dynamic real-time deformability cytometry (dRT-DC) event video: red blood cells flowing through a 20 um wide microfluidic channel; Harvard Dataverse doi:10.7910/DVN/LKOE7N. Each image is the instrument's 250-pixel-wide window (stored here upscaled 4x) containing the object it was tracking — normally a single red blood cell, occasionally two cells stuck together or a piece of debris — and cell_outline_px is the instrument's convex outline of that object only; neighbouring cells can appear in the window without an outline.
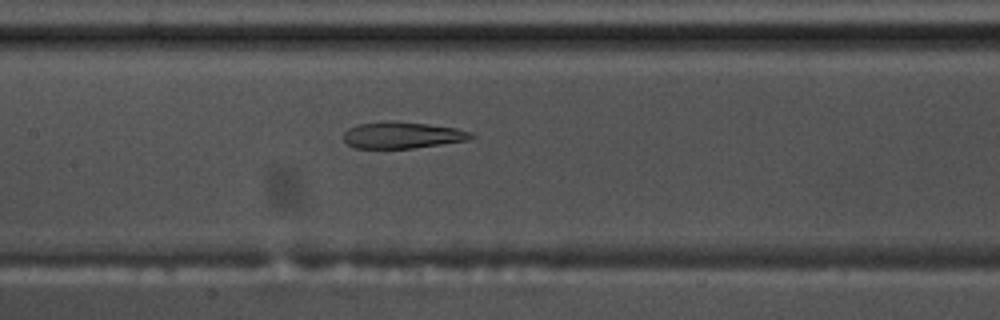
{"species": "common noctule bat (a hibernating species)", "species_latin": "Nyctalus noctula", "temperature_condition": "warm", "stored_images_in_passage": 49, "segment_of_instrument_passage": [1, 2], "camera_frame_rate_fps": 3000, "um_per_image_px": 0.085, "animal": {"sex": "male", "body_mass_g": 17.5, "forearm_length_mm": 52.3}, "frame": {"image": 1, "passage_image": 19, "time_ms": 6.0, "image_size_px": [1000, 320], "cell_outline_px": [[476, 136], [468, 140], [412, 148], [352, 148], [344, 140], [344, 132], [348, 128], [360, 124], [388, 120], [392, 120], [428, 124], [456, 128], [468, 132]], "centroid_in_image_um": [34.16, 11.48], "position_along_channel_um": 173.2, "area_um2": 19.65}}
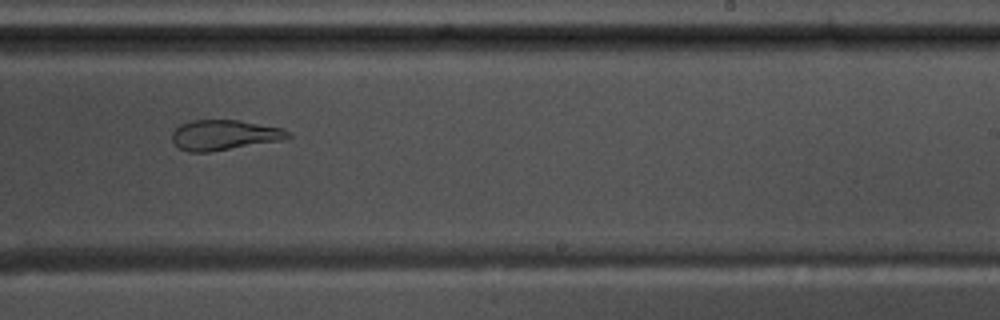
{"frame": {"image": 2, "passage_image": 27, "time_ms": 8.667, "image_size_px": [1000, 320], "cell_outline_px": [[292, 136], [280, 140], [208, 152], [188, 152], [180, 148], [172, 140], [172, 132], [180, 124], [192, 120], [236, 120], [280, 128], [292, 132]], "centroid_in_image_um": [19.03, 11.47], "position_along_channel_um": 270.0, "area_um2": 20.06}}
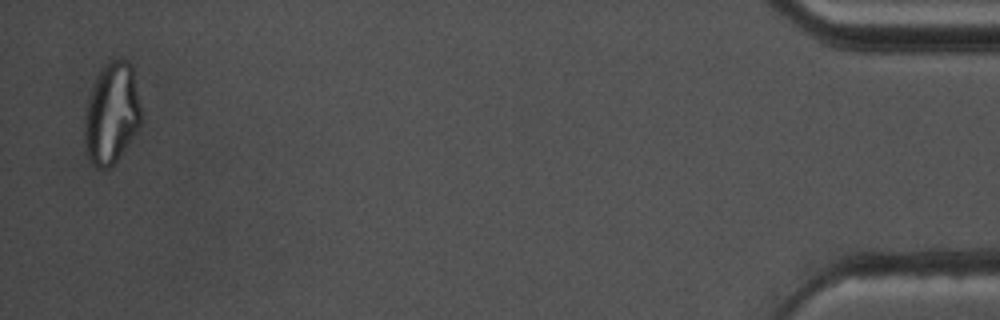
{"frame": {"image": 3, "passage_image": 47, "time_ms": 15.333, "image_size_px": [1000, 320], "cell_outline_px": [[140, 124], [136, 132], [112, 168], [96, 168], [88, 160], [84, 144], [84, 116], [88, 100], [96, 76], [104, 64], [112, 60], [128, 60], [132, 64], [140, 104]], "centroid_in_image_um": [9.47, 9.67], "position_along_channel_um": 425.7, "area_um2": 33.58}}